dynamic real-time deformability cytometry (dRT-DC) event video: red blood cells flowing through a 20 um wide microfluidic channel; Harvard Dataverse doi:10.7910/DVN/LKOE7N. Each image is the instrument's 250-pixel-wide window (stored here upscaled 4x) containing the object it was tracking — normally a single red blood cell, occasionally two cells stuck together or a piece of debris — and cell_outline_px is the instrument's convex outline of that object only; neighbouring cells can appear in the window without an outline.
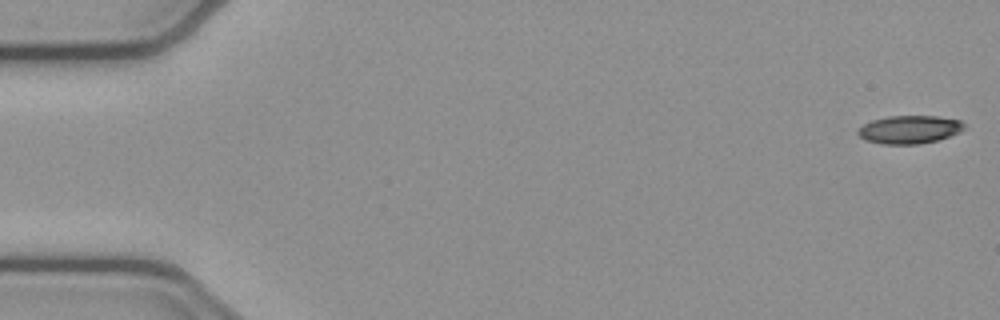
{"species": "common noctule bat (a hibernating species)", "species_latin": "Nyctalus noctula", "temperature_condition": "cold", "stored_images_in_passage": 16, "camera_frame_rate_fps": 3000, "um_per_image_px": 0.085, "animal": {"sex": "female", "body_mass_g": 21.9}, "frame": {"image": 1, "passage_image": 1, "time_ms": 0.0, "image_size_px": [1000, 320], "cell_outline_px": [[968, 128], [960, 132], [936, 140], [920, 144], [880, 144], [864, 140], [856, 132], [864, 124], [872, 120], [888, 116], [936, 116], [960, 120]], "centroid_in_image_um": [77.31, 11.01], "position_along_channel_um": 7.7, "area_um2": 17.46}}
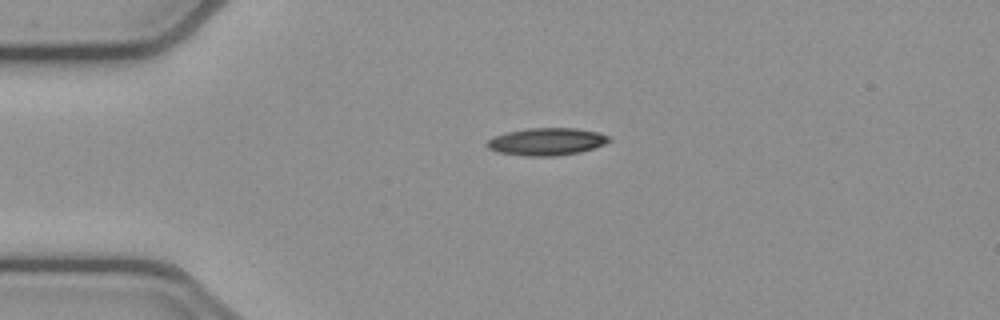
{"frame": {"image": 2, "passage_image": 12, "time_ms": 3.667, "image_size_px": [1000, 320], "cell_outline_px": [[612, 140], [604, 144], [580, 152], [556, 156], [524, 156], [496, 152], [488, 148], [484, 144], [492, 136], [508, 132], [528, 128], [576, 128], [600, 132], [608, 136]], "centroid_in_image_um": [46.44, 12.04], "position_along_channel_um": 38.6, "area_um2": 19.65}}